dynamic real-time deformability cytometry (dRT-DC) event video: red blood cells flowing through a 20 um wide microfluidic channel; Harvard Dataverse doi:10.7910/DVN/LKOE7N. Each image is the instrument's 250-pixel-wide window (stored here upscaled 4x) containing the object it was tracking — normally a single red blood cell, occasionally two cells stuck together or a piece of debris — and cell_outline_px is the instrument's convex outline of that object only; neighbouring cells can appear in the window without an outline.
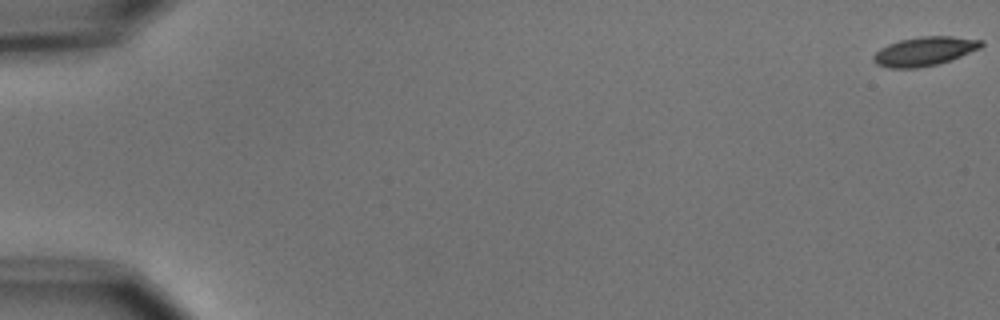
{"species": "common noctule bat (a hibernating species)", "species_latin": "Nyctalus noctula", "temperature_condition": "cold", "stored_images_in_passage": 7, "camera_frame_rate_fps": 3000, "um_per_image_px": 0.085, "animal": {"sex": "male", "body_mass_g": 15.6}, "frame": {"image": 1, "passage_image": 1, "time_ms": 0.0, "image_size_px": [1000, 320], "cell_outline_px": [[984, 44], [980, 48], [940, 64], [916, 68], [888, 68], [876, 64], [872, 60], [872, 56], [880, 48], [888, 44], [900, 40], [920, 36], [952, 36], [984, 40]], "centroid_in_image_um": [78.57, 4.36], "position_along_channel_um": 6.4, "area_um2": 18.32}}